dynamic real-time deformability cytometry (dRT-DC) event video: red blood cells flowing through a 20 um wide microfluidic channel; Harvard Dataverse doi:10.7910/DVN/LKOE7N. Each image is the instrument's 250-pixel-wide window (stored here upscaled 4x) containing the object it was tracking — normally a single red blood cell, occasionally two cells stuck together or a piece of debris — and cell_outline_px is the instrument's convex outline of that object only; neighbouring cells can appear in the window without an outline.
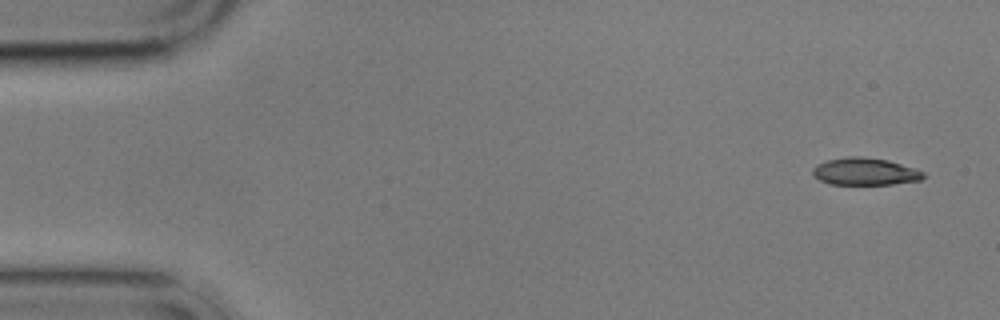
{"species": "common noctule bat (a hibernating species)", "species_latin": "Nyctalus noctula", "temperature_condition": "cold", "stored_images_in_passage": 7, "camera_frame_rate_fps": 3000, "um_per_image_px": 0.085, "animal": {"sex": "male", "body_mass_g": 17.9}, "frame": {"image": 1, "passage_image": 1, "time_ms": 0.0, "image_size_px": [1000, 320], "cell_outline_px": [[924, 176], [920, 180], [892, 184], [828, 184], [820, 180], [812, 172], [812, 168], [816, 164], [828, 160], [848, 156], [860, 156], [888, 160], [916, 168], [924, 172]], "centroid_in_image_um": [73.52, 14.57], "position_along_channel_um": 11.5, "area_um2": 17.57}}
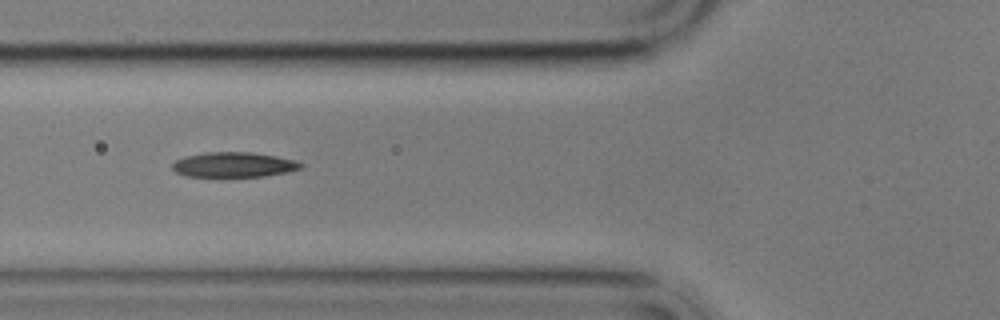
{"frame": {"image": 2, "passage_image": 6, "time_ms": 6.0, "image_size_px": [1000, 320], "cell_outline_px": [[304, 164], [300, 168], [288, 172], [264, 176], [184, 176], [176, 172], [172, 168], [172, 164], [176, 160], [184, 156], [204, 152], [252, 152], [276, 156], [292, 160]], "centroid_in_image_um": [19.83, 13.99], "position_along_channel_um": 106.0, "area_um2": 18.61}}
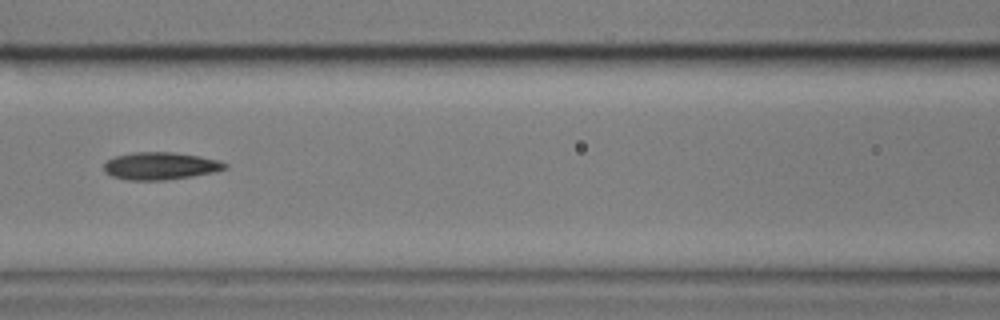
{"frame": {"image": 3, "passage_image": 7, "time_ms": 7.333, "image_size_px": [1000, 320], "cell_outline_px": [[228, 168], [216, 172], [192, 176], [164, 180], [124, 180], [112, 176], [104, 172], [104, 164], [108, 160], [116, 156], [132, 152], [172, 152], [200, 156], [216, 160], [228, 164]], "centroid_in_image_um": [13.63, 14.11], "position_along_channel_um": 153.0, "area_um2": 19.42}}